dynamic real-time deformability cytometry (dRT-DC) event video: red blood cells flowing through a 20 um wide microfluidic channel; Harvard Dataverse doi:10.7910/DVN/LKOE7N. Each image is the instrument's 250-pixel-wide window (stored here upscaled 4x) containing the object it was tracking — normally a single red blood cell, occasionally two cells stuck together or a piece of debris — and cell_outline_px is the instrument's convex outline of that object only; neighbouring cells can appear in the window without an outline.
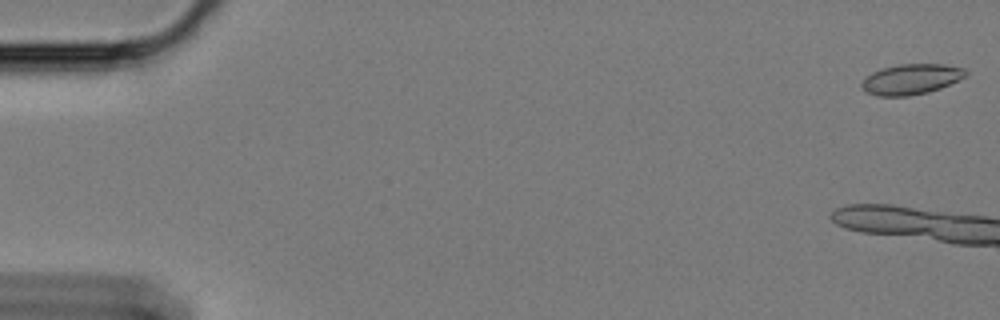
{"species": "Egyptian fruit bat (a non-hibernating species)", "species_latin": "Rousettus aegyptiacus", "temperature_condition": "cold", "stored_images_in_passage": 12, "camera_frame_rate_fps": 3000, "um_per_image_px": 0.085, "animal": {"sex": "female"}, "frame": {"image": 1, "passage_image": 1, "time_ms": 0.0, "image_size_px": [1000, 320], "cell_outline_px": [[968, 72], [964, 76], [940, 88], [928, 92], [908, 96], [876, 96], [864, 92], [860, 84], [872, 72], [884, 68], [900, 64], [944, 64], [964, 68]], "centroid_in_image_um": [77.41, 6.74], "position_along_channel_um": 7.6, "area_um2": 18.26}}